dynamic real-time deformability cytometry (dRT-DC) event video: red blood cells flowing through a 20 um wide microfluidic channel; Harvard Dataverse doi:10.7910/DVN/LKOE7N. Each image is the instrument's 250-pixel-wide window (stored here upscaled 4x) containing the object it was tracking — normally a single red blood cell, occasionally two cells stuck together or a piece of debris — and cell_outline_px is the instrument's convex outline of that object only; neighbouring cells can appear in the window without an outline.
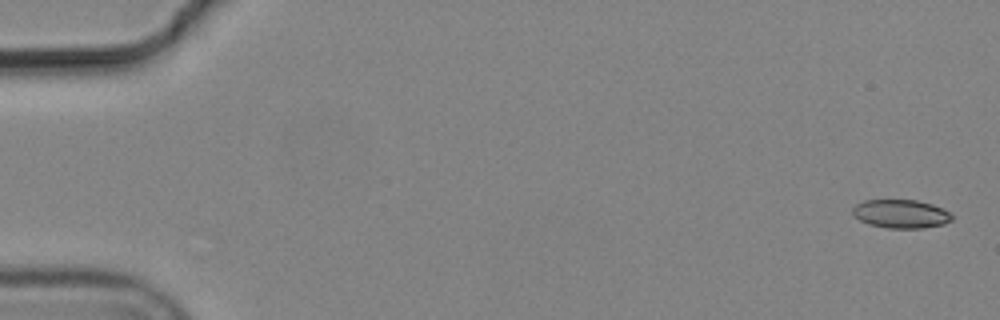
{"species": "common noctule bat (a hibernating species)", "species_latin": "Nyctalus noctula", "temperature_condition": "cold", "stored_images_in_passage": 5, "camera_frame_rate_fps": 3000, "um_per_image_px": 0.085, "animal": {"sex": "male", "body_mass_g": 19.2, "forearm_length_mm": 51.8}, "frame": {"image": 1, "passage_image": 1, "time_ms": 0.0, "image_size_px": [1000, 320], "cell_outline_px": [[952, 220], [944, 224], [924, 228], [888, 228], [868, 224], [852, 216], [852, 208], [856, 204], [864, 200], [916, 200], [932, 204], [944, 208], [952, 212]], "centroid_in_image_um": [76.59, 18.18], "position_along_channel_um": 8.4, "area_um2": 16.76}}
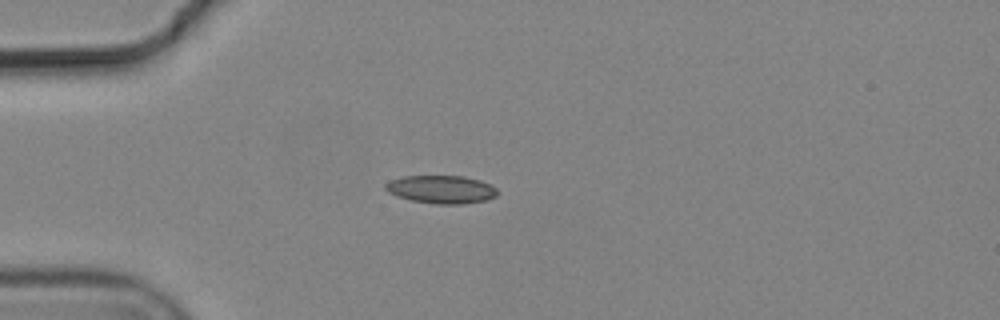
{"frame": {"image": 2, "passage_image": 5, "time_ms": 1.333, "image_size_px": [1000, 320], "cell_outline_px": [[496, 196], [488, 200], [464, 204], [436, 204], [412, 200], [396, 196], [388, 192], [384, 188], [384, 184], [392, 180], [404, 176], [464, 176], [480, 180], [496, 188]], "centroid_in_image_um": [37.5, 16.1], "position_along_channel_um": 47.5, "area_um2": 18.26}}